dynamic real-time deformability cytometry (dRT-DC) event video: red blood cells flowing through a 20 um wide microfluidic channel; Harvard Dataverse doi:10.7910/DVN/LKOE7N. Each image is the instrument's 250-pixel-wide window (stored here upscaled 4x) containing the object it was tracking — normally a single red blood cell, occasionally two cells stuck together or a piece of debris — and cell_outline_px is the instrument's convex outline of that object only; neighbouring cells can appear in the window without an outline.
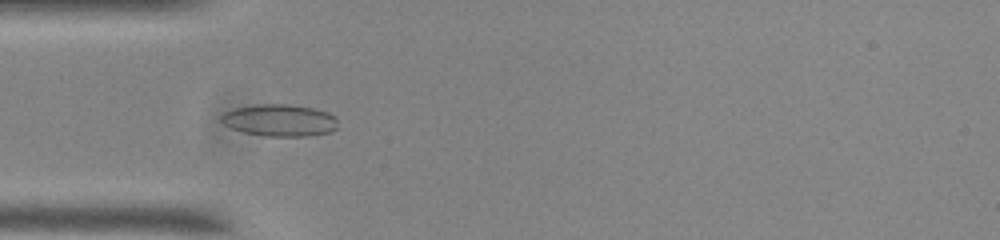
{"species": "common noctule bat (a hibernating species)", "species_latin": "Nyctalus noctula", "temperature_condition": "room temperature", "stored_images_in_passage": 54, "camera_frame_rate_fps": 3000, "um_per_image_px": 0.085, "animal": {"sex": "male", "body_mass_g": 20.0, "forearm_length_mm": 53.3}, "frame": {"image": 1, "passage_image": 16, "time_ms": 5.0, "image_size_px": [1000, 240], "cell_outline_px": [[336, 128], [332, 132], [308, 136], [264, 136], [244, 132], [232, 128], [224, 124], [220, 120], [220, 116], [224, 112], [236, 108], [256, 104], [288, 104], [312, 108], [328, 112], [336, 116]], "centroid_in_image_um": [23.77, 10.22], "position_along_channel_um": 61.2, "area_um2": 21.79}}
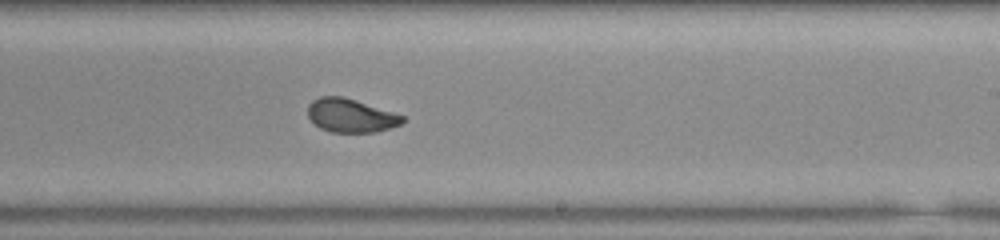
{"frame": {"image": 2, "passage_image": 32, "time_ms": 10.333, "image_size_px": [1000, 240], "cell_outline_px": [[404, 120], [400, 124], [376, 132], [332, 132], [320, 128], [308, 116], [308, 104], [312, 100], [320, 96], [344, 96], [404, 116]], "centroid_in_image_um": [29.78, 9.81], "position_along_channel_um": 259.2, "area_um2": 18.32}}
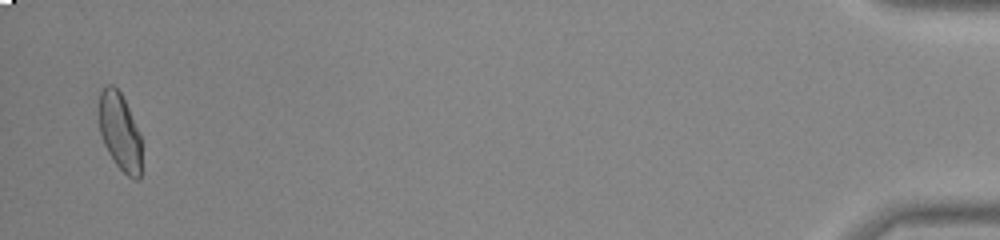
{"frame": {"image": 3, "passage_image": 53, "time_ms": 17.333, "image_size_px": [1000, 240], "cell_outline_px": [[140, 180], [136, 180], [128, 176], [116, 164], [108, 152], [104, 144], [100, 132], [100, 92], [108, 84], [112, 84], [120, 92], [140, 132]], "centroid_in_image_um": [10.19, 11.21], "position_along_channel_um": 425.0, "area_um2": 18.84}, "authors_computed_cell_mechanics": {"area_um2": 19.3052, "velocity_mm_per_s": 3.7204, "shape_relaxation_time_tau1_ms": 8.8334, "shape_relaxation_time_tau2_ms": 0.9834, "deformation_change_tau1": 0.2048, "deformation_change_tau2": 0.0614}}